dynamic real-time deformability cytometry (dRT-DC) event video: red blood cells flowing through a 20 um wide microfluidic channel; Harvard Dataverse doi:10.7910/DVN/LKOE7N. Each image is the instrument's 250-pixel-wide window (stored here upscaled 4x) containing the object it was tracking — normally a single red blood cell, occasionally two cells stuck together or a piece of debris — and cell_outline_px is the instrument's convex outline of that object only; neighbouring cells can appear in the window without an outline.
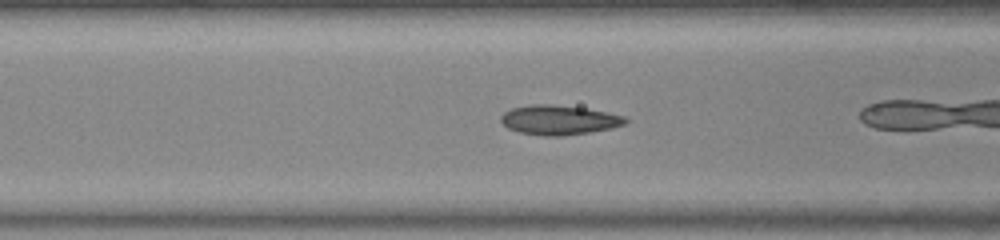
{"species": "common noctule bat (a hibernating species)", "species_latin": "Nyctalus noctula", "temperature_condition": "warm", "stored_images_in_passage": 23, "camera_frame_rate_fps": 3000, "um_per_image_px": 0.085, "animal": {"sex": "female", "body_mass_g": 23.0, "forearm_length_mm": 53.4}, "frame": {"image": 1, "passage_image": 4, "time_ms": 1.0, "image_size_px": [1000, 240], "cell_outline_px": [[628, 124], [612, 128], [588, 132], [560, 136], [544, 136], [520, 132], [508, 128], [500, 120], [500, 116], [504, 112], [512, 108], [532, 104], [552, 104], [584, 108], [624, 116], [628, 120]], "centroid_in_image_um": [47.51, 10.19], "position_along_channel_um": 119.1, "area_um2": 21.33}}
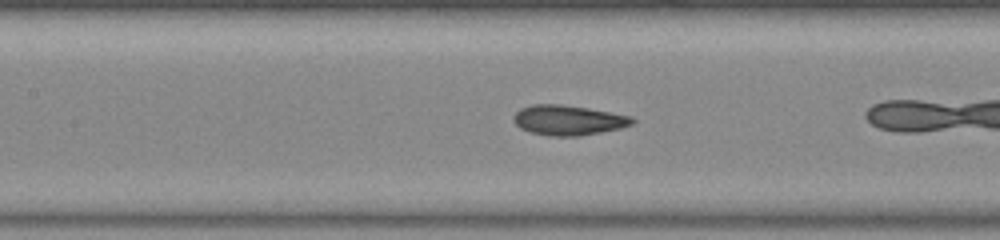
{"frame": {"image": 2, "passage_image": 7, "time_ms": 2.0, "image_size_px": [1000, 240], "cell_outline_px": [[636, 120], [632, 124], [620, 128], [580, 136], [548, 136], [532, 132], [520, 128], [512, 120], [512, 116], [520, 108], [532, 104], [560, 104], [588, 108], [632, 116]], "centroid_in_image_um": [48.28, 10.21], "position_along_channel_um": 159.1, "area_um2": 20.81}}
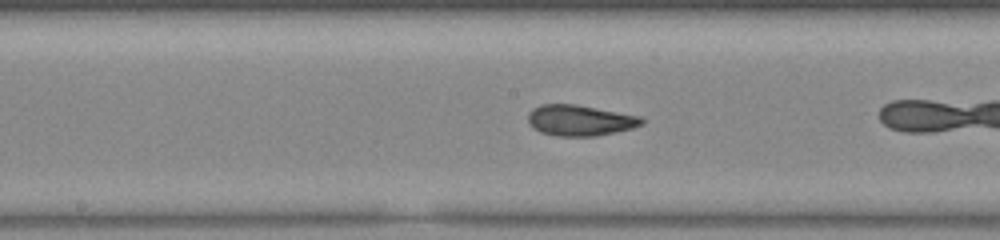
{"frame": {"image": 3, "passage_image": 10, "time_ms": 3.0, "image_size_px": [1000, 240], "cell_outline_px": [[644, 124], [632, 128], [616, 132], [596, 136], [556, 136], [540, 132], [532, 128], [528, 124], [528, 112], [532, 108], [540, 104], [576, 104], [640, 116], [644, 120]], "centroid_in_image_um": [49.26, 10.23], "position_along_channel_um": 198.9, "area_um2": 20.63}}